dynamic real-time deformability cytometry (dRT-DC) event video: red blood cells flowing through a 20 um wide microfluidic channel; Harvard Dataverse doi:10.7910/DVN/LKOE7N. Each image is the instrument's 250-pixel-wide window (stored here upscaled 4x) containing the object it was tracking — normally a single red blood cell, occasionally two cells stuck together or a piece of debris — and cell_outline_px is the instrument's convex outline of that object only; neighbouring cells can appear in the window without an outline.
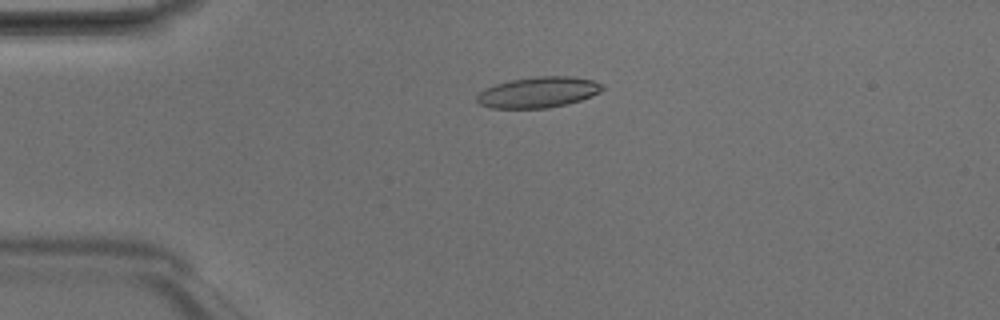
{"species": "Egyptian fruit bat (a non-hibernating species)", "species_latin": "Rousettus aegyptiacus", "temperature_condition": "room temperature", "stored_images_in_passage": 38, "camera_frame_rate_fps": 3000, "um_per_image_px": 0.085, "animal": {"sex": "male"}, "frame": {"image": 1, "passage_image": 1, "time_ms": 0.0, "image_size_px": [1000, 320], "cell_outline_px": [[604, 88], [600, 92], [592, 96], [568, 104], [548, 108], [492, 108], [480, 104], [476, 100], [476, 96], [484, 88], [496, 84], [512, 80], [536, 76], [568, 76], [592, 80], [604, 84]], "centroid_in_image_um": [45.77, 7.84], "position_along_channel_um": 39.2, "area_um2": 22.54}}
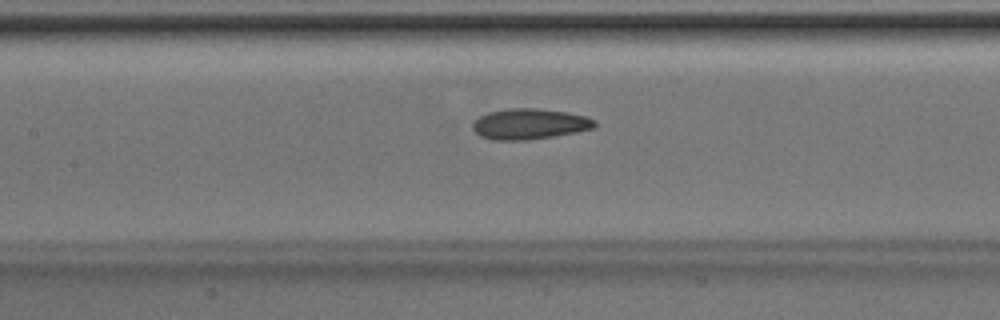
{"frame": {"image": 2, "passage_image": 12, "time_ms": 3.667, "image_size_px": [1000, 320], "cell_outline_px": [[596, 124], [592, 128], [576, 132], [528, 140], [492, 140], [480, 136], [472, 128], [472, 124], [480, 116], [488, 112], [508, 108], [536, 108], [568, 112], [584, 116], [596, 120]], "centroid_in_image_um": [44.99, 10.53], "position_along_channel_um": 162.4, "area_um2": 21.73}}
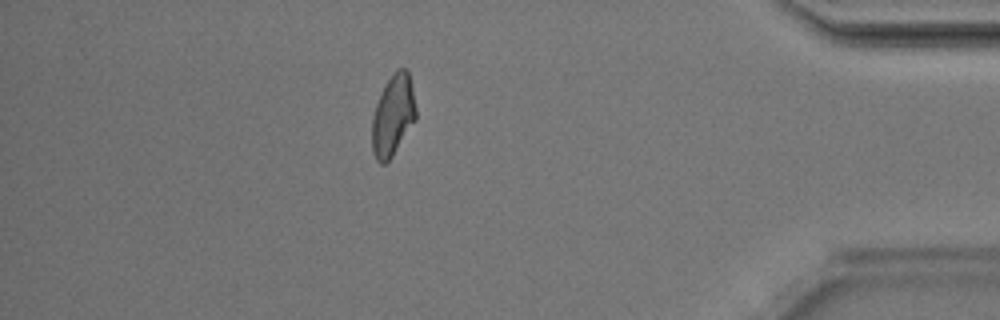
{"frame": {"image": 3, "passage_image": 32, "time_ms": 10.333, "image_size_px": [1000, 320], "cell_outline_px": [[416, 120], [392, 156], [384, 164], [380, 164], [376, 160], [372, 152], [372, 116], [376, 104], [384, 84], [392, 72], [396, 68], [408, 68], [416, 108]], "centroid_in_image_um": [33.4, 9.78], "position_along_channel_um": 401.8, "area_um2": 20.98}, "authors_computed_cell_mechanics": {"area_um2": 21.0681, "velocity_mm_per_s": 4.1978, "shape_relaxation_time_tau1_ms": 4.3167, "shape_relaxation_time_tau2_ms": 2.5699, "deformation_change_tau1": 0.1304, "deformation_change_tau2": 0.0912}}